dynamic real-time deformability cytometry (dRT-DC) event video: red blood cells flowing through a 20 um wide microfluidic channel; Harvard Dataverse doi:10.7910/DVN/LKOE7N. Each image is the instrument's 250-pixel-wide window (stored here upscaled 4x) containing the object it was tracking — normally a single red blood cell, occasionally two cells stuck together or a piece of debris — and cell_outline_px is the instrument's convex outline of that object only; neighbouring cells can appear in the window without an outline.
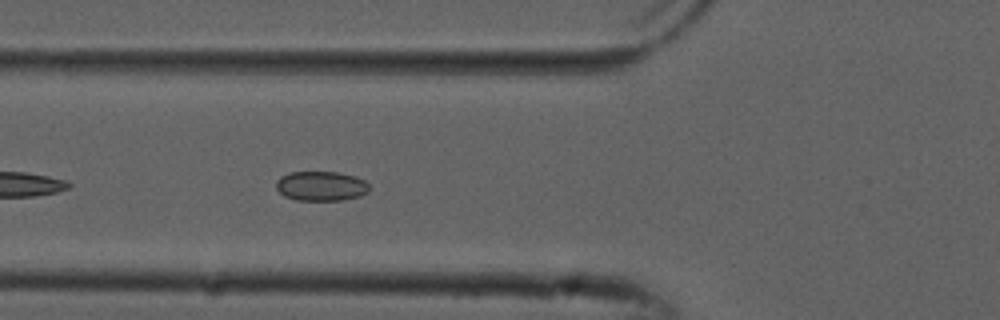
{"species": "common noctule bat (a hibernating species)", "species_latin": "Nyctalus noctula", "temperature_condition": "cold", "stored_images_in_passage": 12, "camera_frame_rate_fps": 3000, "um_per_image_px": 0.085, "animal": {"sex": "male", "forearm_length_mm": 52.5}, "frame": {"image": 1, "passage_image": 6, "time_ms": 1.667, "image_size_px": [1000, 320], "cell_outline_px": [[372, 188], [368, 192], [360, 196], [344, 200], [296, 200], [284, 196], [276, 188], [276, 180], [280, 176], [288, 172], [336, 172], [356, 176], [364, 180]], "centroid_in_image_um": [27.3, 15.81], "position_along_channel_um": 98.5, "area_um2": 16.3}}
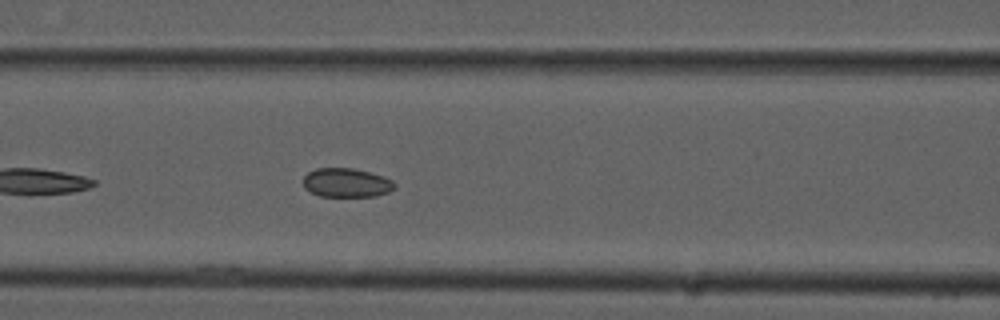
{"frame": {"image": 2, "passage_image": 9, "time_ms": 2.667, "image_size_px": [1000, 320], "cell_outline_px": [[396, 188], [388, 192], [376, 196], [320, 196], [304, 188], [304, 176], [308, 172], [316, 168], [352, 168], [384, 176], [392, 180], [396, 184]], "centroid_in_image_um": [29.47, 15.53], "position_along_channel_um": 137.1, "area_um2": 15.43}}